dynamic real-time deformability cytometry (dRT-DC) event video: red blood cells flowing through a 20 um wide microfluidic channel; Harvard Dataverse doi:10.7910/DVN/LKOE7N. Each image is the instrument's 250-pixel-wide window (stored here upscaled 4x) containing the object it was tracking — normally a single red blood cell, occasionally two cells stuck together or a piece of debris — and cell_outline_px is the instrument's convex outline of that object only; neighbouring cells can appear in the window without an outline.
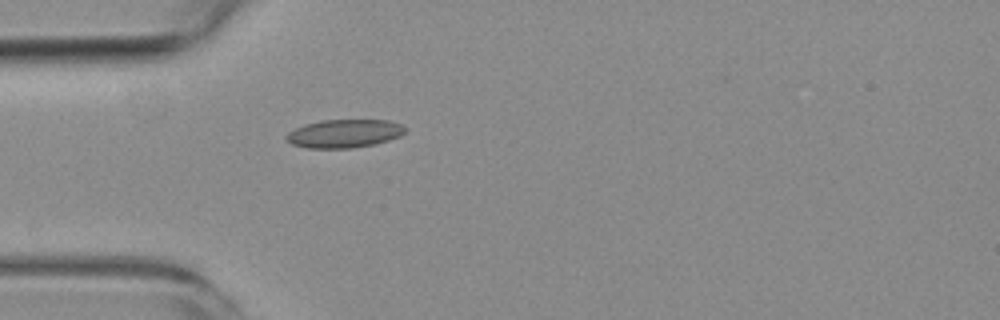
{"species": "common noctule bat (a hibernating species)", "species_latin": "Nyctalus noctula", "temperature_condition": "room temperature", "stored_images_in_passage": 2, "camera_frame_rate_fps": 3000, "um_per_image_px": 0.085, "animal": {"sex": "female", "body_mass_g": 19.3, "forearm_length_mm": 54.1}, "frame": {"image": 1, "passage_image": 2, "time_ms": 1.333, "image_size_px": [1000, 320], "cell_outline_px": [[408, 128], [400, 136], [376, 144], [352, 148], [308, 148], [292, 144], [284, 136], [288, 132], [304, 124], [320, 120], [388, 120], [400, 124]], "centroid_in_image_um": [29.27, 11.35], "position_along_channel_um": 55.7, "area_um2": 19.65}}